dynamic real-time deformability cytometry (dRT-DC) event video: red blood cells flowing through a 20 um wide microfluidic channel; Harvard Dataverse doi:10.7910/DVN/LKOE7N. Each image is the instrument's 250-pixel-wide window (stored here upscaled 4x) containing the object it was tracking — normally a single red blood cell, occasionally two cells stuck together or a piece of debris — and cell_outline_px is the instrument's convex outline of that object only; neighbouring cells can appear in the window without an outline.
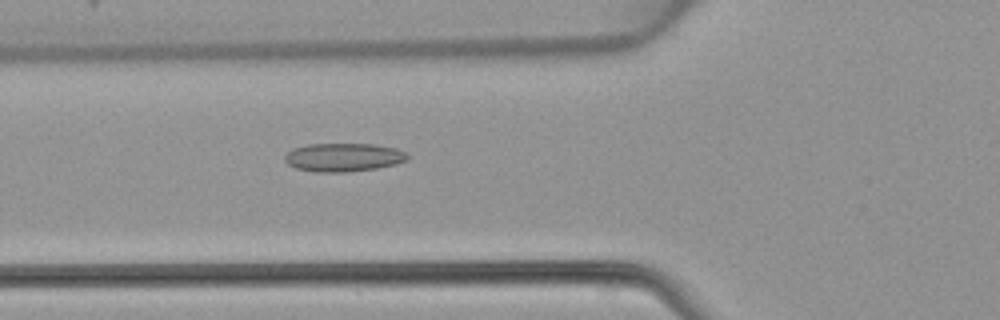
{"species": "common noctule bat (a hibernating species)", "species_latin": "Nyctalus noctula", "temperature_condition": "warm", "stored_images_in_passage": 35, "camera_frame_rate_fps": 3000, "um_per_image_px": 0.085, "animal": {"sex": "female", "body_mass_g": 22.7, "forearm_length_mm": 54.2}, "frame": {"image": 1, "passage_image": 5, "time_ms": 1.333, "image_size_px": [1000, 320], "cell_outline_px": [[408, 160], [396, 164], [376, 168], [348, 172], [316, 172], [296, 168], [288, 164], [284, 160], [284, 156], [292, 148], [308, 144], [376, 144], [396, 148], [404, 152], [408, 156]], "centroid_in_image_um": [29.18, 13.37], "position_along_channel_um": 96.6, "area_um2": 20.4}}
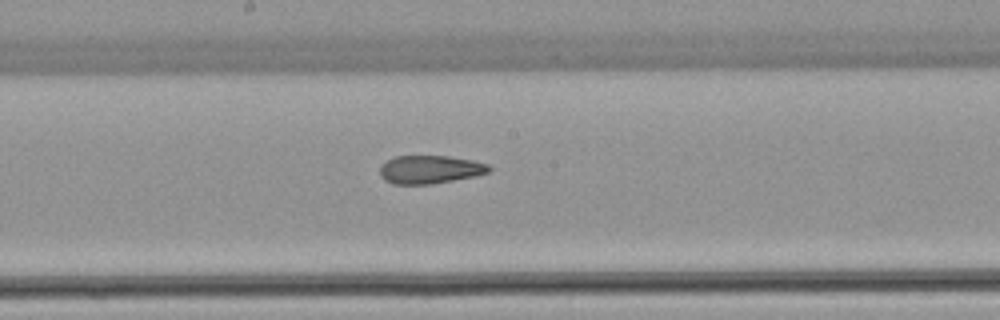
{"frame": {"image": 2, "passage_image": 13, "time_ms": 4.0, "image_size_px": [1000, 320], "cell_outline_px": [[492, 168], [488, 172], [476, 176], [432, 184], [392, 184], [384, 180], [380, 176], [380, 168], [388, 160], [396, 156], [448, 156], [472, 160], [488, 164]], "centroid_in_image_um": [36.56, 14.41], "position_along_channel_um": 211.6, "area_um2": 17.92}}
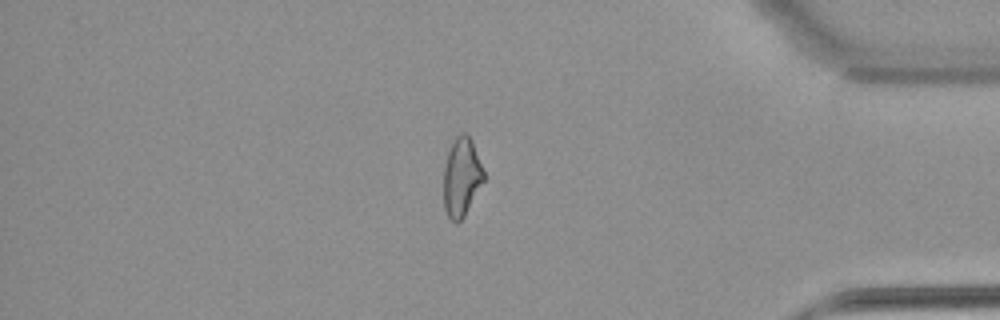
{"frame": {"image": 3, "passage_image": 28, "time_ms": 9.0, "image_size_px": [1000, 320], "cell_outline_px": [[484, 180], [464, 216], [456, 224], [448, 216], [444, 208], [444, 168], [448, 152], [456, 136], [460, 132], [464, 132], [472, 140], [484, 172]], "centroid_in_image_um": [39.23, 15.05], "position_along_channel_um": 396.0, "area_um2": 18.15}}